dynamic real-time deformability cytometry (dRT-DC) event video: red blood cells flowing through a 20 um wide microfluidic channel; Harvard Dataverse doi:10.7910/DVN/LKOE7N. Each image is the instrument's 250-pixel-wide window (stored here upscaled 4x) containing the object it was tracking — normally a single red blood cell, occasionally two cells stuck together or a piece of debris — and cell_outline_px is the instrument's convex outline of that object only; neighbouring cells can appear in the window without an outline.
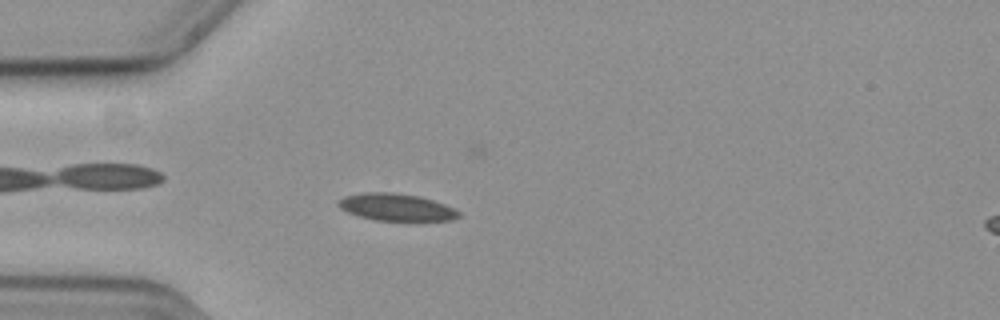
{"species": "common noctule bat (a hibernating species)", "species_latin": "Nyctalus noctula", "temperature_condition": "cold", "stored_images_in_passage": 47, "camera_frame_rate_fps": 3000, "um_per_image_px": 0.085, "animal": {"sex": "female", "body_mass_g": 19.3, "forearm_length_mm": 54.1}, "frame": {"image": 1, "passage_image": 5, "time_ms": 1.333, "image_size_px": [1000, 320], "cell_outline_px": [[460, 216], [452, 220], [416, 224], [376, 220], [360, 216], [348, 212], [340, 208], [336, 204], [336, 200], [344, 196], [364, 192], [392, 192], [420, 196], [456, 208], [460, 212]], "centroid_in_image_um": [33.75, 17.66], "position_along_channel_um": 51.2, "area_um2": 20.17}}
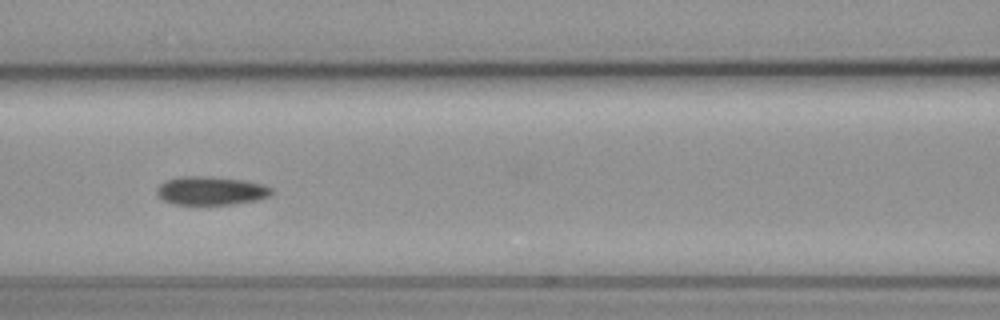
{"frame": {"image": 2, "passage_image": 14, "time_ms": 4.333, "image_size_px": [1000, 320], "cell_outline_px": [[276, 192], [272, 196], [256, 200], [232, 204], [172, 204], [164, 200], [156, 192], [156, 188], [160, 184], [168, 180], [180, 176], [212, 176], [244, 180], [260, 184], [272, 188]], "centroid_in_image_um": [17.97, 16.2], "position_along_channel_um": 148.6, "area_um2": 19.13}}
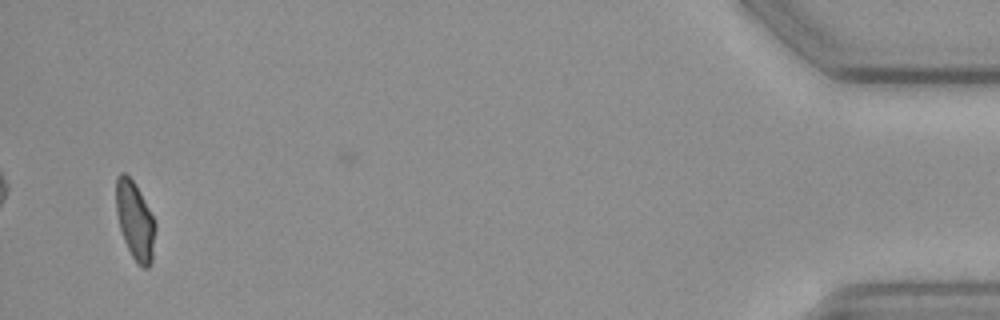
{"frame": {"image": 3, "passage_image": 44, "time_ms": 14.333, "image_size_px": [1000, 320], "cell_outline_px": [[156, 228], [152, 264], [148, 268], [144, 268], [132, 256], [124, 240], [120, 228], [116, 212], [116, 176], [120, 172], [124, 172], [136, 184], [156, 220]], "centroid_in_image_um": [11.5, 18.73], "position_along_channel_um": 423.7, "area_um2": 18.09}}